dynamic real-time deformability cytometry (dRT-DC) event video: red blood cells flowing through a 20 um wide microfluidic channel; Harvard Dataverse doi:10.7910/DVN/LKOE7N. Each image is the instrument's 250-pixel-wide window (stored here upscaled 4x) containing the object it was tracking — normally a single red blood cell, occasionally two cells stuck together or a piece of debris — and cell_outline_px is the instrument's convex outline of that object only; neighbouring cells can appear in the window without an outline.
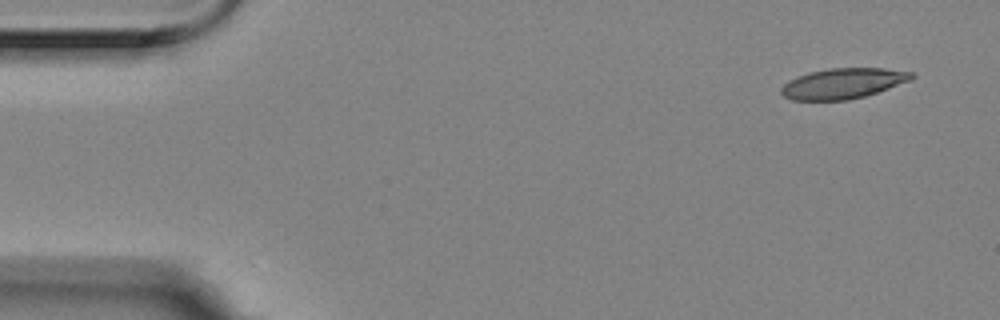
{"species": "Egyptian fruit bat (a non-hibernating species)", "species_latin": "Rousettus aegyptiacus", "temperature_condition": "room temperature", "stored_images_in_passage": 5, "camera_frame_rate_fps": 3000, "um_per_image_px": 0.085, "animal": {"sex": "female"}, "frame": {"image": 1, "passage_image": 1, "time_ms": 0.0, "image_size_px": [1000, 320], "cell_outline_px": [[916, 76], [912, 80], [864, 96], [848, 100], [792, 100], [784, 96], [780, 92], [780, 88], [788, 80], [796, 76], [808, 72], [828, 68], [884, 68], [912, 72]], "centroid_in_image_um": [71.63, 7.08], "position_along_channel_um": 13.4, "area_um2": 23.24}}